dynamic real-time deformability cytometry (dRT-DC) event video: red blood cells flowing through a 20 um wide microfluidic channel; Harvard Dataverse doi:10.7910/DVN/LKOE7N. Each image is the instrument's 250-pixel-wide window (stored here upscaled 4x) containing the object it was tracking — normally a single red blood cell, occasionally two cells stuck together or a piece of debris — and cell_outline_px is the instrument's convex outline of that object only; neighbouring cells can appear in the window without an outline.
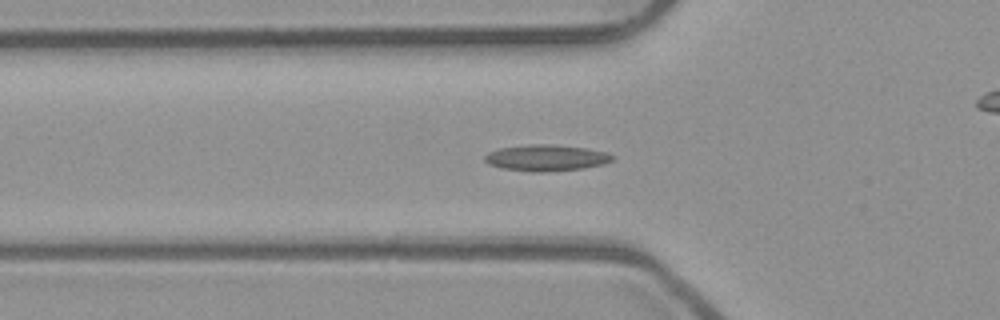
{"species": "common noctule bat (a hibernating species)", "species_latin": "Nyctalus noctula", "temperature_condition": "room temperature", "stored_images_in_passage": 54, "camera_frame_rate_fps": 3000, "um_per_image_px": 0.085, "animal": {"sex": "male", "body_mass_g": 23.1, "forearm_length_mm": 52.7}, "frame": {"image": 1, "passage_image": 19, "time_ms": 6.0, "image_size_px": [1000, 320], "cell_outline_px": [[616, 156], [612, 160], [604, 164], [584, 168], [544, 172], [532, 172], [500, 168], [488, 164], [484, 160], [484, 156], [488, 152], [496, 148], [528, 144], [552, 144], [584, 148], [608, 152]], "centroid_in_image_um": [46.4, 13.41], "position_along_channel_um": 79.4, "area_um2": 19.83}}
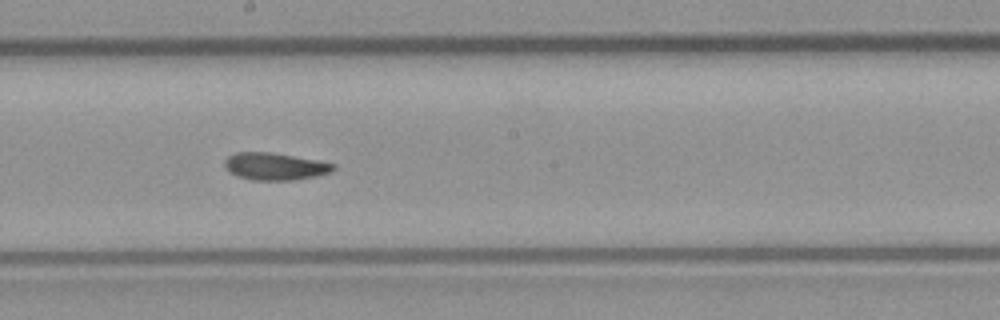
{"frame": {"image": 2, "passage_image": 30, "time_ms": 9.667, "image_size_px": [1000, 320], "cell_outline_px": [[336, 168], [332, 172], [316, 176], [292, 180], [252, 180], [228, 172], [224, 168], [224, 160], [228, 156], [236, 152], [268, 152], [316, 160], [336, 164]], "centroid_in_image_um": [23.35, 14.14], "position_along_channel_um": 224.8, "area_um2": 17.22}}
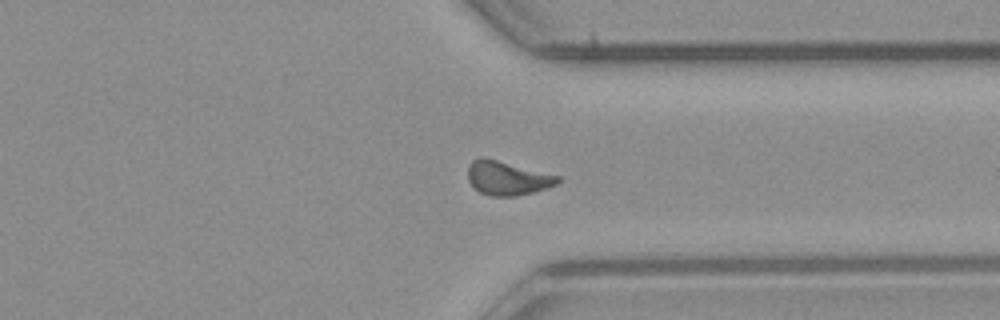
{"frame": {"image": 3, "passage_image": 41, "time_ms": 13.333, "image_size_px": [1000, 320], "cell_outline_px": [[560, 180], [556, 184], [548, 188], [516, 196], [488, 196], [480, 192], [468, 180], [468, 164], [472, 160], [480, 156], [560, 176]], "centroid_in_image_um": [43.1, 15.14], "position_along_channel_um": 368.3, "area_um2": 17.63}, "authors_computed_cell_mechanics": {"area_um2": 17.3978, "velocity_mm_per_s": 3.9318, "shape_relaxation_time_tau1_ms": null, "shape_relaxation_time_tau2_ms": 7.6269, "deformation_change_tau1": null, "deformation_change_tau2": 0.1263}}